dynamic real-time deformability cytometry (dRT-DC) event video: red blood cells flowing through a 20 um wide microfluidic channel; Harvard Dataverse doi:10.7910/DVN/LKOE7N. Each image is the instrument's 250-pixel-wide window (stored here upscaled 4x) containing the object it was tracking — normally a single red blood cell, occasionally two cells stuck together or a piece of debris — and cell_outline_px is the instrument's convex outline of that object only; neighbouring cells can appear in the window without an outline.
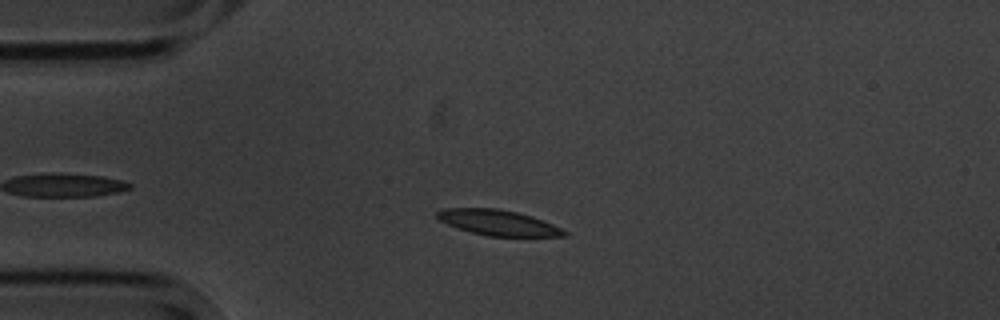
{"species": "common noctule bat (a hibernating species)", "species_latin": "Nyctalus noctula", "temperature_condition": "cold", "stored_images_in_passage": 5, "camera_frame_rate_fps": 3000, "um_per_image_px": 0.085, "animal": {"sex": "male", "body_mass_g": 20.1, "forearm_length_mm": 53.5}, "frame": {"image": 1, "passage_image": 4, "time_ms": 3.667, "image_size_px": [1000, 320], "cell_outline_px": [[568, 236], [488, 236], [472, 232], [448, 224], [440, 220], [436, 216], [436, 212], [444, 208], [496, 208], [516, 212], [532, 216], [552, 224], [568, 232]], "centroid_in_image_um": [42.35, 18.92], "position_along_channel_um": 42.7, "area_um2": 18.61}}